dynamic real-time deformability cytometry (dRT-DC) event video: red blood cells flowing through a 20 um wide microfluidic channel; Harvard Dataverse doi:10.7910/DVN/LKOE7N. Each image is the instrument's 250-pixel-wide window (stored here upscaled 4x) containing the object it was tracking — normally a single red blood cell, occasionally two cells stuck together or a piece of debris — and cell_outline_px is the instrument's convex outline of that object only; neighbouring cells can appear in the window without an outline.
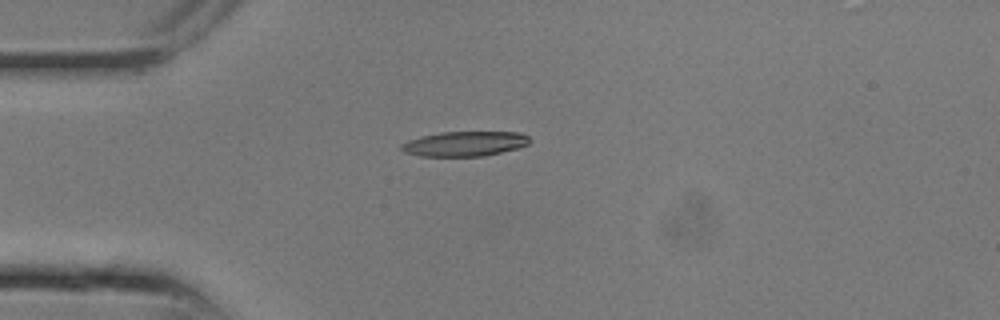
{"species": "common noctule bat (a hibernating species)", "species_latin": "Nyctalus noctula", "temperature_condition": "room temperature", "stored_images_in_passage": 2, "camera_frame_rate_fps": 3000, "um_per_image_px": 0.085, "animal": {"sex": "male", "body_mass_g": 13.3}, "frame": {"image": 1, "passage_image": 1, "time_ms": 0.0, "image_size_px": [1000, 320], "cell_outline_px": [[532, 140], [528, 144], [520, 148], [484, 156], [420, 156], [404, 152], [400, 148], [400, 144], [408, 140], [420, 136], [440, 132], [520, 132], [528, 136]], "centroid_in_image_um": [39.51, 12.22], "position_along_channel_um": 45.5, "area_um2": 18.79}}